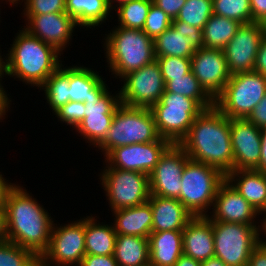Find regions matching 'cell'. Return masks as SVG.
I'll use <instances>...</instances> for the list:
<instances>
[{
  "instance_id": "cell-1",
  "label": "cell",
  "mask_w": 266,
  "mask_h": 266,
  "mask_svg": "<svg viewBox=\"0 0 266 266\" xmlns=\"http://www.w3.org/2000/svg\"><path fill=\"white\" fill-rule=\"evenodd\" d=\"M231 119L216 106L203 110L178 144L189 159L213 166L224 175L234 170Z\"/></svg>"
},
{
  "instance_id": "cell-2",
  "label": "cell",
  "mask_w": 266,
  "mask_h": 266,
  "mask_svg": "<svg viewBox=\"0 0 266 266\" xmlns=\"http://www.w3.org/2000/svg\"><path fill=\"white\" fill-rule=\"evenodd\" d=\"M6 210L7 240L34 252L39 258L48 249L51 216L20 186L10 191Z\"/></svg>"
},
{
  "instance_id": "cell-3",
  "label": "cell",
  "mask_w": 266,
  "mask_h": 266,
  "mask_svg": "<svg viewBox=\"0 0 266 266\" xmlns=\"http://www.w3.org/2000/svg\"><path fill=\"white\" fill-rule=\"evenodd\" d=\"M60 54L55 47L23 28L4 61V73L40 88L50 75L62 66L58 58Z\"/></svg>"
},
{
  "instance_id": "cell-4",
  "label": "cell",
  "mask_w": 266,
  "mask_h": 266,
  "mask_svg": "<svg viewBox=\"0 0 266 266\" xmlns=\"http://www.w3.org/2000/svg\"><path fill=\"white\" fill-rule=\"evenodd\" d=\"M105 45L108 65L119 78L156 60L154 41L143 30L118 26Z\"/></svg>"
},
{
  "instance_id": "cell-5",
  "label": "cell",
  "mask_w": 266,
  "mask_h": 266,
  "mask_svg": "<svg viewBox=\"0 0 266 266\" xmlns=\"http://www.w3.org/2000/svg\"><path fill=\"white\" fill-rule=\"evenodd\" d=\"M159 138L150 108L131 107L121 103L115 111L107 136L97 147L104 151L105 157L116 147L154 142Z\"/></svg>"
},
{
  "instance_id": "cell-6",
  "label": "cell",
  "mask_w": 266,
  "mask_h": 266,
  "mask_svg": "<svg viewBox=\"0 0 266 266\" xmlns=\"http://www.w3.org/2000/svg\"><path fill=\"white\" fill-rule=\"evenodd\" d=\"M226 180L217 168L189 159L182 171L178 200L193 217L207 216L214 203L219 186Z\"/></svg>"
},
{
  "instance_id": "cell-7",
  "label": "cell",
  "mask_w": 266,
  "mask_h": 266,
  "mask_svg": "<svg viewBox=\"0 0 266 266\" xmlns=\"http://www.w3.org/2000/svg\"><path fill=\"white\" fill-rule=\"evenodd\" d=\"M150 109L160 137L172 144L180 143L195 118L204 110L194 99L166 90Z\"/></svg>"
},
{
  "instance_id": "cell-8",
  "label": "cell",
  "mask_w": 266,
  "mask_h": 266,
  "mask_svg": "<svg viewBox=\"0 0 266 266\" xmlns=\"http://www.w3.org/2000/svg\"><path fill=\"white\" fill-rule=\"evenodd\" d=\"M266 94V77L255 71L230 76L215 106L230 119H247Z\"/></svg>"
},
{
  "instance_id": "cell-9",
  "label": "cell",
  "mask_w": 266,
  "mask_h": 266,
  "mask_svg": "<svg viewBox=\"0 0 266 266\" xmlns=\"http://www.w3.org/2000/svg\"><path fill=\"white\" fill-rule=\"evenodd\" d=\"M215 257L227 266H247L251 252L260 243L259 226L212 221Z\"/></svg>"
},
{
  "instance_id": "cell-10",
  "label": "cell",
  "mask_w": 266,
  "mask_h": 266,
  "mask_svg": "<svg viewBox=\"0 0 266 266\" xmlns=\"http://www.w3.org/2000/svg\"><path fill=\"white\" fill-rule=\"evenodd\" d=\"M106 168L100 179L112 211L137 206L149 200L151 194L147 174L109 166Z\"/></svg>"
},
{
  "instance_id": "cell-11",
  "label": "cell",
  "mask_w": 266,
  "mask_h": 266,
  "mask_svg": "<svg viewBox=\"0 0 266 266\" xmlns=\"http://www.w3.org/2000/svg\"><path fill=\"white\" fill-rule=\"evenodd\" d=\"M120 102L131 107L151 108L160 101L165 82L156 60L122 77Z\"/></svg>"
},
{
  "instance_id": "cell-12",
  "label": "cell",
  "mask_w": 266,
  "mask_h": 266,
  "mask_svg": "<svg viewBox=\"0 0 266 266\" xmlns=\"http://www.w3.org/2000/svg\"><path fill=\"white\" fill-rule=\"evenodd\" d=\"M85 255V219L64 227L53 224L50 244L40 257V266H50L51 263L57 266L76 263L79 266Z\"/></svg>"
},
{
  "instance_id": "cell-13",
  "label": "cell",
  "mask_w": 266,
  "mask_h": 266,
  "mask_svg": "<svg viewBox=\"0 0 266 266\" xmlns=\"http://www.w3.org/2000/svg\"><path fill=\"white\" fill-rule=\"evenodd\" d=\"M172 143L164 138L148 143L130 144L112 149L105 157L110 168L142 172L147 175Z\"/></svg>"
},
{
  "instance_id": "cell-14",
  "label": "cell",
  "mask_w": 266,
  "mask_h": 266,
  "mask_svg": "<svg viewBox=\"0 0 266 266\" xmlns=\"http://www.w3.org/2000/svg\"><path fill=\"white\" fill-rule=\"evenodd\" d=\"M188 160L186 152L178 144H172L148 175L150 194L178 199L182 186V171Z\"/></svg>"
},
{
  "instance_id": "cell-15",
  "label": "cell",
  "mask_w": 266,
  "mask_h": 266,
  "mask_svg": "<svg viewBox=\"0 0 266 266\" xmlns=\"http://www.w3.org/2000/svg\"><path fill=\"white\" fill-rule=\"evenodd\" d=\"M264 38L261 23L241 24L223 52L231 75L253 71L255 58Z\"/></svg>"
},
{
  "instance_id": "cell-16",
  "label": "cell",
  "mask_w": 266,
  "mask_h": 266,
  "mask_svg": "<svg viewBox=\"0 0 266 266\" xmlns=\"http://www.w3.org/2000/svg\"><path fill=\"white\" fill-rule=\"evenodd\" d=\"M194 76L204 90L215 100L230 79L223 50L199 48L191 57Z\"/></svg>"
},
{
  "instance_id": "cell-17",
  "label": "cell",
  "mask_w": 266,
  "mask_h": 266,
  "mask_svg": "<svg viewBox=\"0 0 266 266\" xmlns=\"http://www.w3.org/2000/svg\"><path fill=\"white\" fill-rule=\"evenodd\" d=\"M107 91L103 96H92L85 104V117L76 130L96 147L105 139L115 111L121 104L119 93L114 97Z\"/></svg>"
},
{
  "instance_id": "cell-18",
  "label": "cell",
  "mask_w": 266,
  "mask_h": 266,
  "mask_svg": "<svg viewBox=\"0 0 266 266\" xmlns=\"http://www.w3.org/2000/svg\"><path fill=\"white\" fill-rule=\"evenodd\" d=\"M153 41L155 57L176 56L191 59L194 52L203 47L202 29L173 19L172 25Z\"/></svg>"
},
{
  "instance_id": "cell-19",
  "label": "cell",
  "mask_w": 266,
  "mask_h": 266,
  "mask_svg": "<svg viewBox=\"0 0 266 266\" xmlns=\"http://www.w3.org/2000/svg\"><path fill=\"white\" fill-rule=\"evenodd\" d=\"M230 135L234 170H259L261 129L248 119H231Z\"/></svg>"
},
{
  "instance_id": "cell-20",
  "label": "cell",
  "mask_w": 266,
  "mask_h": 266,
  "mask_svg": "<svg viewBox=\"0 0 266 266\" xmlns=\"http://www.w3.org/2000/svg\"><path fill=\"white\" fill-rule=\"evenodd\" d=\"M28 20L27 30L41 41L52 45L59 52L64 50L77 26L76 20L67 12L42 15H25Z\"/></svg>"
},
{
  "instance_id": "cell-21",
  "label": "cell",
  "mask_w": 266,
  "mask_h": 266,
  "mask_svg": "<svg viewBox=\"0 0 266 266\" xmlns=\"http://www.w3.org/2000/svg\"><path fill=\"white\" fill-rule=\"evenodd\" d=\"M212 209L211 221L256 226L253 220L258 212L227 180L219 186Z\"/></svg>"
},
{
  "instance_id": "cell-22",
  "label": "cell",
  "mask_w": 266,
  "mask_h": 266,
  "mask_svg": "<svg viewBox=\"0 0 266 266\" xmlns=\"http://www.w3.org/2000/svg\"><path fill=\"white\" fill-rule=\"evenodd\" d=\"M183 254L197 261L215 256L212 221L207 216L193 217L182 230Z\"/></svg>"
},
{
  "instance_id": "cell-23",
  "label": "cell",
  "mask_w": 266,
  "mask_h": 266,
  "mask_svg": "<svg viewBox=\"0 0 266 266\" xmlns=\"http://www.w3.org/2000/svg\"><path fill=\"white\" fill-rule=\"evenodd\" d=\"M152 232L183 230L193 218L191 213L176 198L150 195Z\"/></svg>"
},
{
  "instance_id": "cell-24",
  "label": "cell",
  "mask_w": 266,
  "mask_h": 266,
  "mask_svg": "<svg viewBox=\"0 0 266 266\" xmlns=\"http://www.w3.org/2000/svg\"><path fill=\"white\" fill-rule=\"evenodd\" d=\"M226 180L251 204L258 214H262L266 210V173L256 169L232 170L226 175Z\"/></svg>"
},
{
  "instance_id": "cell-25",
  "label": "cell",
  "mask_w": 266,
  "mask_h": 266,
  "mask_svg": "<svg viewBox=\"0 0 266 266\" xmlns=\"http://www.w3.org/2000/svg\"><path fill=\"white\" fill-rule=\"evenodd\" d=\"M148 243L150 266H174L183 254L182 230L151 232Z\"/></svg>"
},
{
  "instance_id": "cell-26",
  "label": "cell",
  "mask_w": 266,
  "mask_h": 266,
  "mask_svg": "<svg viewBox=\"0 0 266 266\" xmlns=\"http://www.w3.org/2000/svg\"><path fill=\"white\" fill-rule=\"evenodd\" d=\"M115 232L123 235H135L148 238L152 232V210L150 202L114 210Z\"/></svg>"
},
{
  "instance_id": "cell-27",
  "label": "cell",
  "mask_w": 266,
  "mask_h": 266,
  "mask_svg": "<svg viewBox=\"0 0 266 266\" xmlns=\"http://www.w3.org/2000/svg\"><path fill=\"white\" fill-rule=\"evenodd\" d=\"M70 101L85 102L92 96H103L108 90L106 84L94 70L69 67Z\"/></svg>"
},
{
  "instance_id": "cell-28",
  "label": "cell",
  "mask_w": 266,
  "mask_h": 266,
  "mask_svg": "<svg viewBox=\"0 0 266 266\" xmlns=\"http://www.w3.org/2000/svg\"><path fill=\"white\" fill-rule=\"evenodd\" d=\"M113 256L118 266H150L148 238L117 234Z\"/></svg>"
},
{
  "instance_id": "cell-29",
  "label": "cell",
  "mask_w": 266,
  "mask_h": 266,
  "mask_svg": "<svg viewBox=\"0 0 266 266\" xmlns=\"http://www.w3.org/2000/svg\"><path fill=\"white\" fill-rule=\"evenodd\" d=\"M91 216L85 218V251L91 255H113L117 233L114 226L101 225Z\"/></svg>"
},
{
  "instance_id": "cell-30",
  "label": "cell",
  "mask_w": 266,
  "mask_h": 266,
  "mask_svg": "<svg viewBox=\"0 0 266 266\" xmlns=\"http://www.w3.org/2000/svg\"><path fill=\"white\" fill-rule=\"evenodd\" d=\"M111 8L107 0H66V12L77 25L92 28L107 19Z\"/></svg>"
},
{
  "instance_id": "cell-31",
  "label": "cell",
  "mask_w": 266,
  "mask_h": 266,
  "mask_svg": "<svg viewBox=\"0 0 266 266\" xmlns=\"http://www.w3.org/2000/svg\"><path fill=\"white\" fill-rule=\"evenodd\" d=\"M240 26L236 20L212 14L202 29L203 47L223 50Z\"/></svg>"
},
{
  "instance_id": "cell-32",
  "label": "cell",
  "mask_w": 266,
  "mask_h": 266,
  "mask_svg": "<svg viewBox=\"0 0 266 266\" xmlns=\"http://www.w3.org/2000/svg\"><path fill=\"white\" fill-rule=\"evenodd\" d=\"M165 90L194 99L204 110L215 106V100L204 90L192 70L184 77L169 80Z\"/></svg>"
},
{
  "instance_id": "cell-33",
  "label": "cell",
  "mask_w": 266,
  "mask_h": 266,
  "mask_svg": "<svg viewBox=\"0 0 266 266\" xmlns=\"http://www.w3.org/2000/svg\"><path fill=\"white\" fill-rule=\"evenodd\" d=\"M69 86V67L62 69L60 66L40 87L54 113L70 101Z\"/></svg>"
},
{
  "instance_id": "cell-34",
  "label": "cell",
  "mask_w": 266,
  "mask_h": 266,
  "mask_svg": "<svg viewBox=\"0 0 266 266\" xmlns=\"http://www.w3.org/2000/svg\"><path fill=\"white\" fill-rule=\"evenodd\" d=\"M152 0H130L117 6L120 27L142 30Z\"/></svg>"
},
{
  "instance_id": "cell-35",
  "label": "cell",
  "mask_w": 266,
  "mask_h": 266,
  "mask_svg": "<svg viewBox=\"0 0 266 266\" xmlns=\"http://www.w3.org/2000/svg\"><path fill=\"white\" fill-rule=\"evenodd\" d=\"M40 258L11 241L0 243V266H39Z\"/></svg>"
},
{
  "instance_id": "cell-36",
  "label": "cell",
  "mask_w": 266,
  "mask_h": 266,
  "mask_svg": "<svg viewBox=\"0 0 266 266\" xmlns=\"http://www.w3.org/2000/svg\"><path fill=\"white\" fill-rule=\"evenodd\" d=\"M212 14V0H186L176 19L203 29Z\"/></svg>"
},
{
  "instance_id": "cell-37",
  "label": "cell",
  "mask_w": 266,
  "mask_h": 266,
  "mask_svg": "<svg viewBox=\"0 0 266 266\" xmlns=\"http://www.w3.org/2000/svg\"><path fill=\"white\" fill-rule=\"evenodd\" d=\"M213 14L238 21L251 23L250 0H212Z\"/></svg>"
},
{
  "instance_id": "cell-38",
  "label": "cell",
  "mask_w": 266,
  "mask_h": 266,
  "mask_svg": "<svg viewBox=\"0 0 266 266\" xmlns=\"http://www.w3.org/2000/svg\"><path fill=\"white\" fill-rule=\"evenodd\" d=\"M165 84L173 78L184 77L189 73L191 68V59L176 56L156 57Z\"/></svg>"
},
{
  "instance_id": "cell-39",
  "label": "cell",
  "mask_w": 266,
  "mask_h": 266,
  "mask_svg": "<svg viewBox=\"0 0 266 266\" xmlns=\"http://www.w3.org/2000/svg\"><path fill=\"white\" fill-rule=\"evenodd\" d=\"M172 25L169 16L155 4H151L143 31L153 40Z\"/></svg>"
},
{
  "instance_id": "cell-40",
  "label": "cell",
  "mask_w": 266,
  "mask_h": 266,
  "mask_svg": "<svg viewBox=\"0 0 266 266\" xmlns=\"http://www.w3.org/2000/svg\"><path fill=\"white\" fill-rule=\"evenodd\" d=\"M24 15L66 12V0H25Z\"/></svg>"
},
{
  "instance_id": "cell-41",
  "label": "cell",
  "mask_w": 266,
  "mask_h": 266,
  "mask_svg": "<svg viewBox=\"0 0 266 266\" xmlns=\"http://www.w3.org/2000/svg\"><path fill=\"white\" fill-rule=\"evenodd\" d=\"M84 102L69 101L55 112L60 121L72 125L75 129L85 117Z\"/></svg>"
},
{
  "instance_id": "cell-42",
  "label": "cell",
  "mask_w": 266,
  "mask_h": 266,
  "mask_svg": "<svg viewBox=\"0 0 266 266\" xmlns=\"http://www.w3.org/2000/svg\"><path fill=\"white\" fill-rule=\"evenodd\" d=\"M79 266H118L113 255L86 254Z\"/></svg>"
},
{
  "instance_id": "cell-43",
  "label": "cell",
  "mask_w": 266,
  "mask_h": 266,
  "mask_svg": "<svg viewBox=\"0 0 266 266\" xmlns=\"http://www.w3.org/2000/svg\"><path fill=\"white\" fill-rule=\"evenodd\" d=\"M247 119L259 129L266 128V94Z\"/></svg>"
},
{
  "instance_id": "cell-44",
  "label": "cell",
  "mask_w": 266,
  "mask_h": 266,
  "mask_svg": "<svg viewBox=\"0 0 266 266\" xmlns=\"http://www.w3.org/2000/svg\"><path fill=\"white\" fill-rule=\"evenodd\" d=\"M153 4L162 9L171 20L176 19L186 0H152Z\"/></svg>"
},
{
  "instance_id": "cell-45",
  "label": "cell",
  "mask_w": 266,
  "mask_h": 266,
  "mask_svg": "<svg viewBox=\"0 0 266 266\" xmlns=\"http://www.w3.org/2000/svg\"><path fill=\"white\" fill-rule=\"evenodd\" d=\"M251 23H261L266 19V0H250Z\"/></svg>"
},
{
  "instance_id": "cell-46",
  "label": "cell",
  "mask_w": 266,
  "mask_h": 266,
  "mask_svg": "<svg viewBox=\"0 0 266 266\" xmlns=\"http://www.w3.org/2000/svg\"><path fill=\"white\" fill-rule=\"evenodd\" d=\"M253 71L266 77V37H264L260 43L255 63L253 66Z\"/></svg>"
},
{
  "instance_id": "cell-47",
  "label": "cell",
  "mask_w": 266,
  "mask_h": 266,
  "mask_svg": "<svg viewBox=\"0 0 266 266\" xmlns=\"http://www.w3.org/2000/svg\"><path fill=\"white\" fill-rule=\"evenodd\" d=\"M247 266H266V244L259 243L250 254Z\"/></svg>"
},
{
  "instance_id": "cell-48",
  "label": "cell",
  "mask_w": 266,
  "mask_h": 266,
  "mask_svg": "<svg viewBox=\"0 0 266 266\" xmlns=\"http://www.w3.org/2000/svg\"><path fill=\"white\" fill-rule=\"evenodd\" d=\"M14 187V184L6 182L0 174V209H5L8 195Z\"/></svg>"
},
{
  "instance_id": "cell-49",
  "label": "cell",
  "mask_w": 266,
  "mask_h": 266,
  "mask_svg": "<svg viewBox=\"0 0 266 266\" xmlns=\"http://www.w3.org/2000/svg\"><path fill=\"white\" fill-rule=\"evenodd\" d=\"M259 171L266 173V128L261 129V157Z\"/></svg>"
},
{
  "instance_id": "cell-50",
  "label": "cell",
  "mask_w": 266,
  "mask_h": 266,
  "mask_svg": "<svg viewBox=\"0 0 266 266\" xmlns=\"http://www.w3.org/2000/svg\"><path fill=\"white\" fill-rule=\"evenodd\" d=\"M2 80V79H0ZM10 99L7 97V94L5 93L3 86L0 83V120L3 115L6 114V110L8 111V107L10 106Z\"/></svg>"
},
{
  "instance_id": "cell-51",
  "label": "cell",
  "mask_w": 266,
  "mask_h": 266,
  "mask_svg": "<svg viewBox=\"0 0 266 266\" xmlns=\"http://www.w3.org/2000/svg\"><path fill=\"white\" fill-rule=\"evenodd\" d=\"M7 241L6 210L0 209V243Z\"/></svg>"
},
{
  "instance_id": "cell-52",
  "label": "cell",
  "mask_w": 266,
  "mask_h": 266,
  "mask_svg": "<svg viewBox=\"0 0 266 266\" xmlns=\"http://www.w3.org/2000/svg\"><path fill=\"white\" fill-rule=\"evenodd\" d=\"M201 262L182 254L174 266H200Z\"/></svg>"
},
{
  "instance_id": "cell-53",
  "label": "cell",
  "mask_w": 266,
  "mask_h": 266,
  "mask_svg": "<svg viewBox=\"0 0 266 266\" xmlns=\"http://www.w3.org/2000/svg\"><path fill=\"white\" fill-rule=\"evenodd\" d=\"M200 266H227V265L221 259L214 256L205 261H202Z\"/></svg>"
},
{
  "instance_id": "cell-54",
  "label": "cell",
  "mask_w": 266,
  "mask_h": 266,
  "mask_svg": "<svg viewBox=\"0 0 266 266\" xmlns=\"http://www.w3.org/2000/svg\"><path fill=\"white\" fill-rule=\"evenodd\" d=\"M264 213H266V210L264 211ZM261 226L259 229H262L263 230L262 232H265L264 234L266 235V217L263 219V224ZM260 242L266 244V240L263 241L261 238H260Z\"/></svg>"
},
{
  "instance_id": "cell-55",
  "label": "cell",
  "mask_w": 266,
  "mask_h": 266,
  "mask_svg": "<svg viewBox=\"0 0 266 266\" xmlns=\"http://www.w3.org/2000/svg\"><path fill=\"white\" fill-rule=\"evenodd\" d=\"M115 1L117 2V3H119L118 5H120L121 3H124V2H127V1H130V0H107V3H108V5H109V7L112 9V3L114 2L115 3Z\"/></svg>"
},
{
  "instance_id": "cell-56",
  "label": "cell",
  "mask_w": 266,
  "mask_h": 266,
  "mask_svg": "<svg viewBox=\"0 0 266 266\" xmlns=\"http://www.w3.org/2000/svg\"><path fill=\"white\" fill-rule=\"evenodd\" d=\"M1 57L2 56L0 55V78L4 75V60Z\"/></svg>"
},
{
  "instance_id": "cell-57",
  "label": "cell",
  "mask_w": 266,
  "mask_h": 266,
  "mask_svg": "<svg viewBox=\"0 0 266 266\" xmlns=\"http://www.w3.org/2000/svg\"><path fill=\"white\" fill-rule=\"evenodd\" d=\"M264 37H266V19L261 22Z\"/></svg>"
},
{
  "instance_id": "cell-58",
  "label": "cell",
  "mask_w": 266,
  "mask_h": 266,
  "mask_svg": "<svg viewBox=\"0 0 266 266\" xmlns=\"http://www.w3.org/2000/svg\"><path fill=\"white\" fill-rule=\"evenodd\" d=\"M10 3L9 4H11L12 3V5L13 4H16V3H18V1H20V0H8Z\"/></svg>"
}]
</instances>
